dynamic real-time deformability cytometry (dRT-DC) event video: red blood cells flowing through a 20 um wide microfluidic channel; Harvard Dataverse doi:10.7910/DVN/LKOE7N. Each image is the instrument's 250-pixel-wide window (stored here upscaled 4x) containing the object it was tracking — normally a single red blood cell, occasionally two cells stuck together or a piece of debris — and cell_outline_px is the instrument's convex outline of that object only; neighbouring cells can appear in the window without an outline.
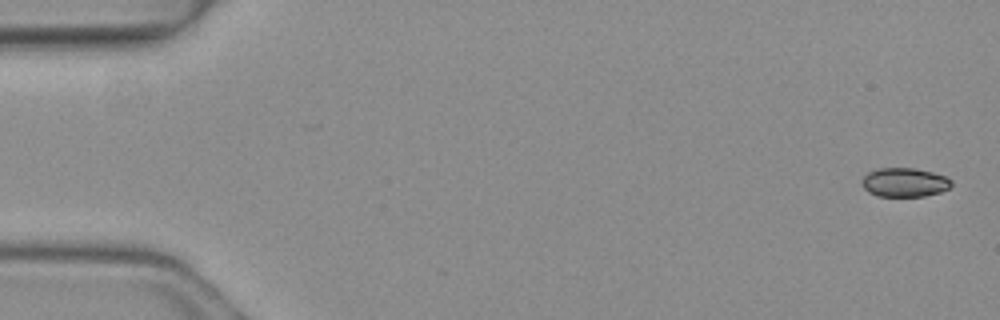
{"species": "common noctule bat (a hibernating species)", "species_latin": "Nyctalus noctula", "temperature_condition": "warm", "stored_images_in_passage": 7, "camera_frame_rate_fps": 3000, "um_per_image_px": 0.085, "animal": {"sex": "female", "body_mass_g": 19.3, "forearm_length_mm": 54.1}, "frame": {"image": 1, "passage_image": 1, "time_ms": 0.0, "image_size_px": [1000, 320], "cell_outline_px": [[952, 184], [948, 188], [940, 192], [924, 196], [876, 196], [868, 192], [860, 184], [864, 176], [868, 172], [876, 168], [916, 168], [932, 172], [944, 176], [952, 180]], "centroid_in_image_um": [76.85, 15.5], "position_along_channel_um": 8.2, "area_um2": 15.2}}
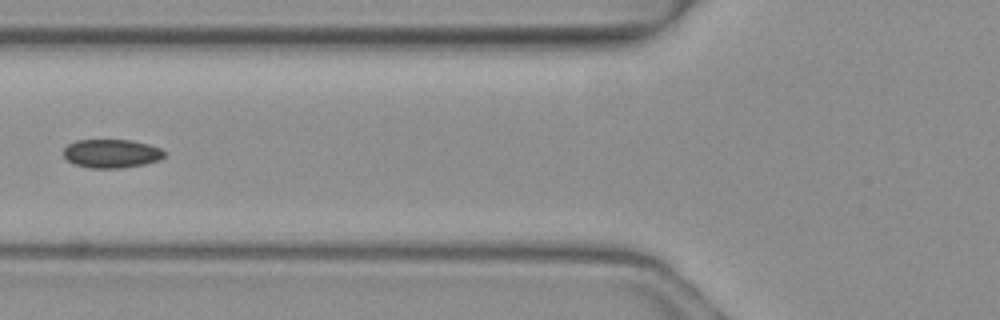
{"frame": {"image": 2, "passage_image": 6, "time_ms": 1.667, "image_size_px": [1000, 320], "cell_outline_px": [[168, 152], [160, 160], [144, 164], [120, 168], [88, 168], [72, 164], [64, 160], [64, 148], [68, 144], [76, 140], [132, 140], [148, 144], [160, 148]], "centroid_in_image_um": [9.46, 13.06], "position_along_channel_um": 116.3, "area_um2": 17.11}}
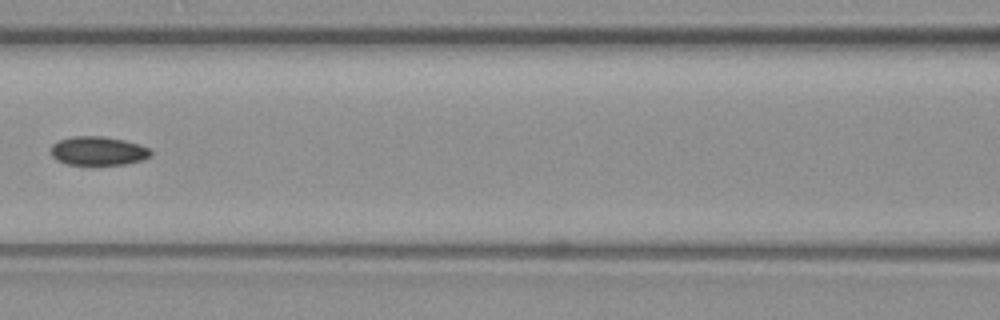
{"frame": {"image": 3, "passage_image": 7, "time_ms": 2.0, "image_size_px": [1000, 320], "cell_outline_px": [[152, 156], [144, 160], [124, 164], [64, 164], [56, 160], [52, 156], [52, 144], [60, 140], [72, 136], [104, 136], [124, 140], [140, 144], [148, 148], [152, 152]], "centroid_in_image_um": [8.37, 12.82], "position_along_channel_um": 158.2, "area_um2": 16.82}}